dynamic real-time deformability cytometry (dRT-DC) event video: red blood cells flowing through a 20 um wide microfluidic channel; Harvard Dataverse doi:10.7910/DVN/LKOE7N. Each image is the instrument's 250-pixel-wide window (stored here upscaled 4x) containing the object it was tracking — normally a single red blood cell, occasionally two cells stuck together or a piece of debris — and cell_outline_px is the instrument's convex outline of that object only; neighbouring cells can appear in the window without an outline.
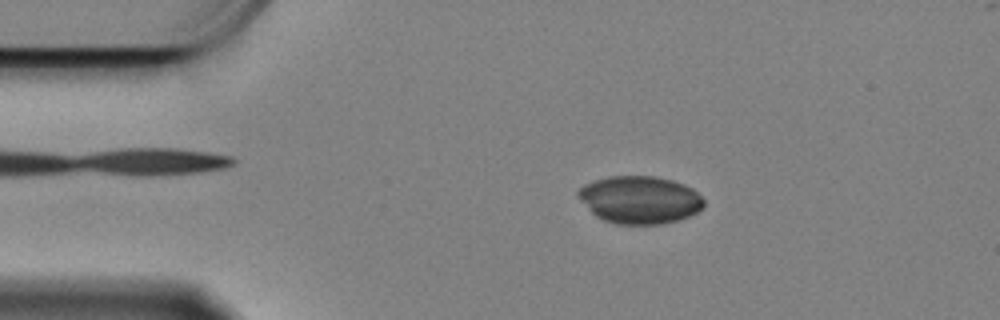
{"species": "Egyptian fruit bat (a non-hibernating species)", "species_latin": "Rousettus aegyptiacus", "temperature_condition": "cold", "stored_images_in_passage": 57, "camera_frame_rate_fps": 3000, "um_per_image_px": 0.085, "animal": {"sex": "female"}, "frame": {"image": 1, "passage_image": 8, "time_ms": 2.333, "image_size_px": [1000, 320], "cell_outline_px": [[704, 204], [696, 212], [688, 216], [676, 220], [660, 224], [616, 224], [604, 220], [596, 216], [576, 196], [576, 192], [584, 184], [592, 180], [608, 176], [656, 176], [672, 180], [684, 184], [692, 188], [704, 200]], "centroid_in_image_um": [54.34, 16.96], "position_along_channel_um": 30.7, "area_um2": 34.85}}
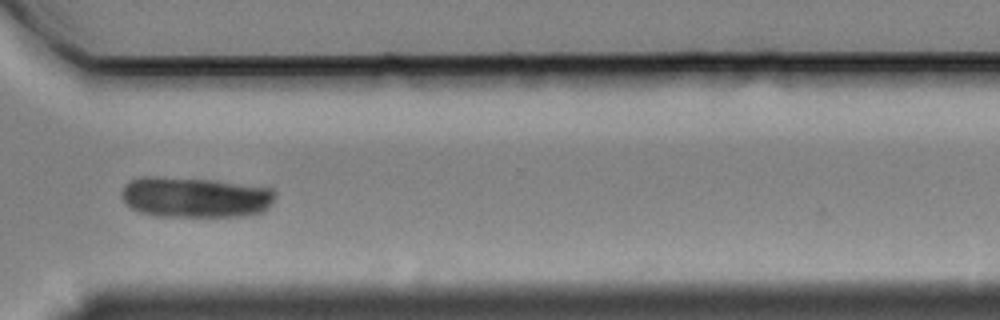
{"frame": {"image": 2, "passage_image": 41, "time_ms": 13.333, "image_size_px": [1000, 320], "cell_outline_px": [[276, 196], [272, 204], [264, 212], [244, 216], [152, 216], [140, 212], [132, 208], [124, 200], [120, 192], [124, 184], [140, 176], [156, 176], [212, 180], [272, 188], [276, 192]], "centroid_in_image_um": [16.6, 16.76], "position_along_channel_um": 354.0, "area_um2": 36.59}}
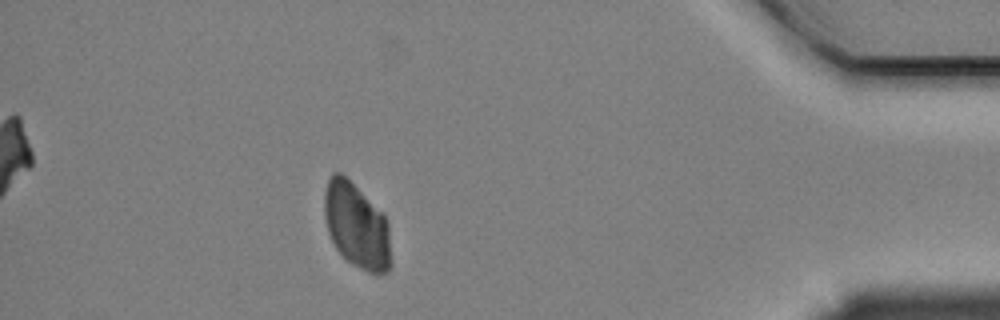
{"frame": {"image": 3, "passage_image": 50, "time_ms": 16.333, "image_size_px": [1000, 320], "cell_outline_px": [[392, 268], [388, 272], [380, 276], [376, 276], [352, 264], [336, 248], [328, 232], [324, 216], [324, 196], [328, 180], [332, 172], [340, 172], [384, 212], [388, 220], [392, 260]], "centroid_in_image_um": [30.36, 19.23], "position_along_channel_um": 404.8, "area_um2": 33.7}}